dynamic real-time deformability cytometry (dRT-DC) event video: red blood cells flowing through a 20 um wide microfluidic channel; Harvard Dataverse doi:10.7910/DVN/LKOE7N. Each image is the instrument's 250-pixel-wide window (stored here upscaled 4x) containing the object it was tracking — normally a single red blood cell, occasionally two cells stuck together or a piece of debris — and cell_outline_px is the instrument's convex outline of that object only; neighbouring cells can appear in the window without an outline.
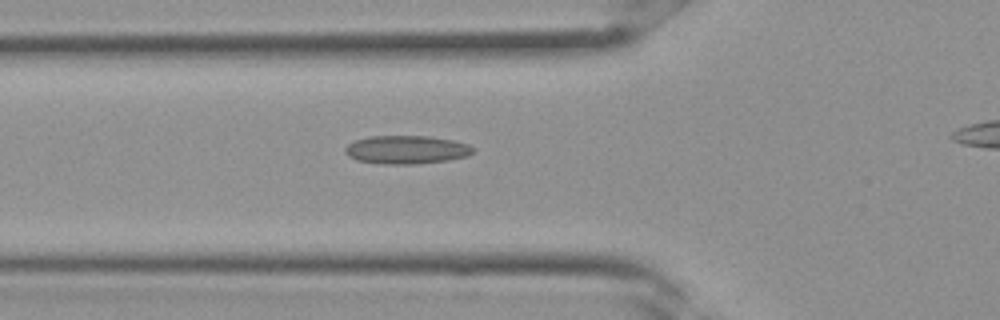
{"species": "Egyptian fruit bat (a non-hibernating species)", "species_latin": "Rousettus aegyptiacus", "temperature_condition": "room temperature", "stored_images_in_passage": 19, "camera_frame_rate_fps": 3000, "um_per_image_px": 0.085, "frame": {"image": 1, "passage_image": 2, "time_ms": 0.333, "image_size_px": [1000, 320], "cell_outline_px": [[476, 148], [468, 156], [448, 160], [412, 164], [384, 164], [356, 160], [348, 156], [344, 152], [344, 148], [348, 144], [356, 140], [368, 136], [428, 136], [452, 140], [468, 144]], "centroid_in_image_um": [34.54, 12.72], "position_along_channel_um": 91.3, "area_um2": 21.15}}
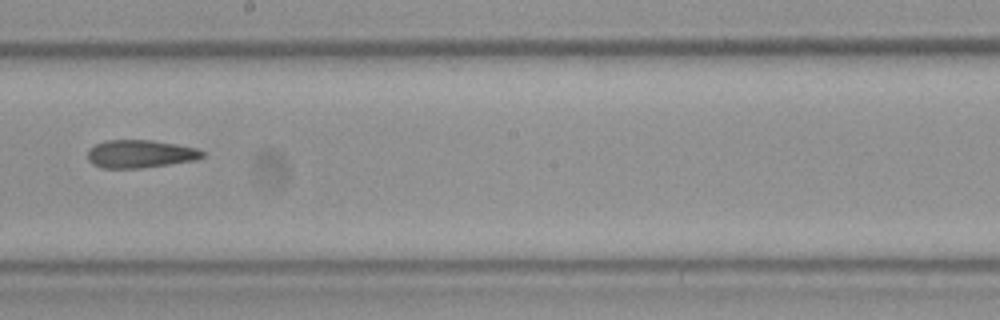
{"frame": {"image": 2, "passage_image": 9, "time_ms": 2.667, "image_size_px": [1000, 320], "cell_outline_px": [[204, 156], [196, 160], [144, 168], [100, 168], [92, 164], [88, 160], [88, 148], [104, 140], [152, 140], [176, 144], [196, 148], [204, 152]], "centroid_in_image_um": [11.89, 13.08], "position_along_channel_um": 236.3, "area_um2": 18.84}}
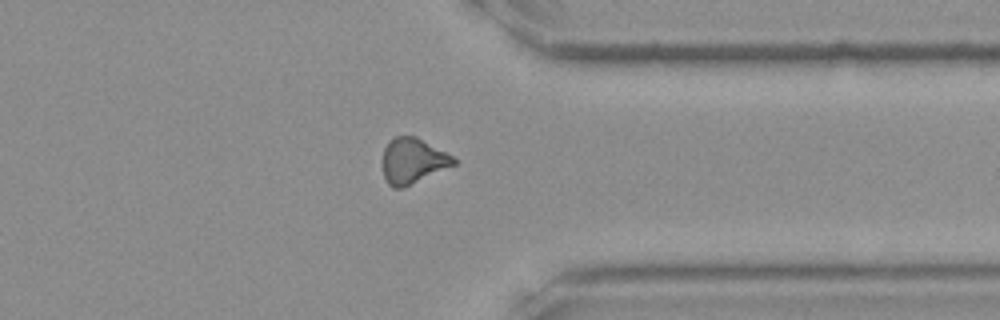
{"frame": {"image": 3, "passage_image": 16, "time_ms": 5.0, "image_size_px": [1000, 320], "cell_outline_px": [[456, 164], [404, 188], [392, 188], [388, 184], [384, 176], [380, 160], [384, 148], [388, 140], [396, 136], [416, 136], [452, 156], [456, 160]], "centroid_in_image_um": [35.02, 13.68], "position_along_channel_um": 376.4, "area_um2": 19.07}}